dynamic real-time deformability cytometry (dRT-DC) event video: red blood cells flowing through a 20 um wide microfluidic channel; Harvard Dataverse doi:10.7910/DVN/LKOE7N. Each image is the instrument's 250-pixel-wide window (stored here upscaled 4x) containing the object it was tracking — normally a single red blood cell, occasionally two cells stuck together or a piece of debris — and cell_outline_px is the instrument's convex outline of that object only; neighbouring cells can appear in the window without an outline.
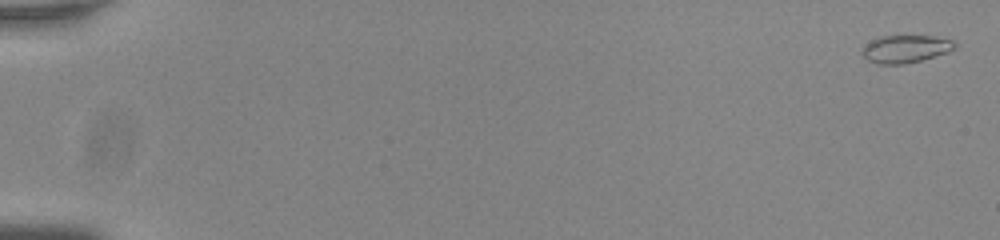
{"species": "common noctule bat (a hibernating species)", "species_latin": "Nyctalus noctula", "temperature_condition": "room temperature", "stored_images_in_passage": 56, "camera_frame_rate_fps": 3000, "um_per_image_px": 0.085, "animal": {"sex": "male", "body_mass_g": 20.0, "forearm_length_mm": 53.3}, "frame": {"image": 1, "passage_image": 1, "time_ms": 0.0, "image_size_px": [1000, 240], "cell_outline_px": [[956, 48], [948, 52], [920, 60], [904, 64], [876, 64], [868, 60], [860, 52], [864, 44], [876, 36], [932, 36], [952, 40], [956, 44]], "centroid_in_image_um": [76.91, 4.15], "position_along_channel_um": 8.1, "area_um2": 15.03}}
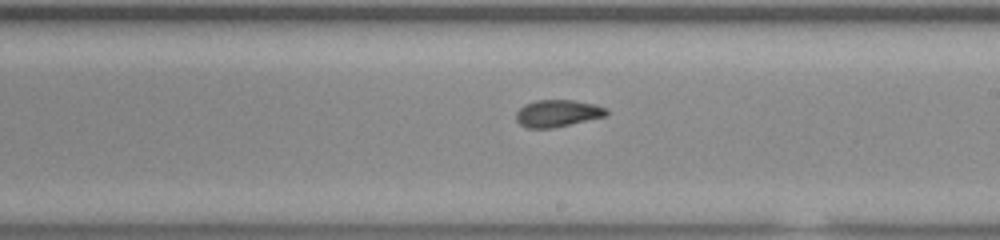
{"frame": {"image": 2, "passage_image": 34, "time_ms": 11.0, "image_size_px": [1000, 240], "cell_outline_px": [[608, 116], [552, 128], [528, 128], [520, 124], [516, 120], [516, 112], [524, 104], [536, 100], [572, 100], [596, 104], [608, 108]], "centroid_in_image_um": [47.42, 9.63], "position_along_channel_um": 241.6, "area_um2": 14.39}}
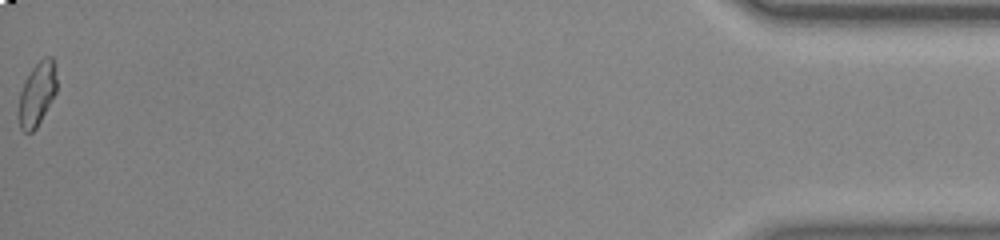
{"frame": {"image": 3, "passage_image": 56, "time_ms": 18.333, "image_size_px": [1000, 240], "cell_outline_px": [[56, 92], [36, 128], [32, 132], [24, 132], [20, 128], [20, 92], [32, 68], [44, 56], [52, 56], [56, 64]], "centroid_in_image_um": [3.19, 7.94], "position_along_channel_um": 432.0, "area_um2": 13.76}, "authors_computed_cell_mechanics": {"area_um2": 14.45, "velocity_mm_per_s": 3.7957, "shape_relaxation_time_tau1_ms": null, "shape_relaxation_time_tau2_ms": 1.5562, "deformation_change_tau1": null, "deformation_change_tau2": 0.0712}}